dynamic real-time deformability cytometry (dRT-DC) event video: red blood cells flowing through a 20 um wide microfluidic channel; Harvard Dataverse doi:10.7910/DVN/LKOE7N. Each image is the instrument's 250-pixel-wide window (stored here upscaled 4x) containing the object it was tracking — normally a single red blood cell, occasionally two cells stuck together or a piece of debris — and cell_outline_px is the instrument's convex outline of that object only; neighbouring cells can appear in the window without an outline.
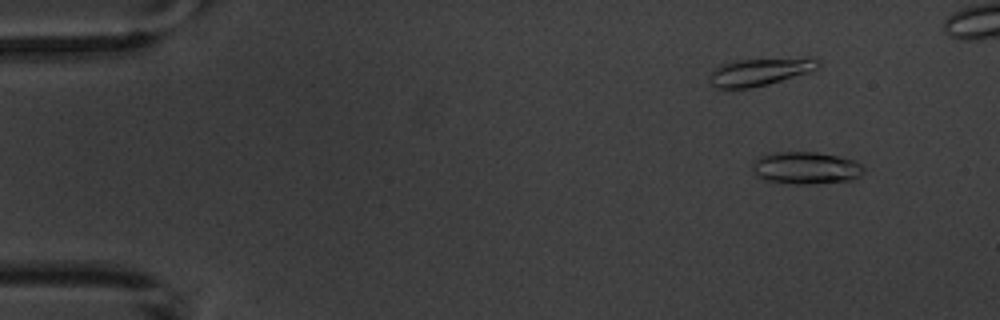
{"species": "common noctule bat (a hibernating species)", "species_latin": "Nyctalus noctula", "temperature_condition": "warm", "stored_images_in_passage": 6, "camera_frame_rate_fps": 3000, "um_per_image_px": 0.085, "animal": {"sex": "male", "body_mass_g": 20.1, "forearm_length_mm": 53.5}, "frame": {"image": 1, "passage_image": 2, "time_ms": 1.333, "image_size_px": [1000, 320], "cell_outline_px": [[864, 172], [860, 176], [852, 180], [816, 184], [788, 184], [764, 180], [756, 176], [752, 172], [752, 164], [760, 156], [776, 152], [816, 152], [856, 160], [864, 168]], "centroid_in_image_um": [68.49, 14.29], "position_along_channel_um": 16.5, "area_um2": 21.21}}